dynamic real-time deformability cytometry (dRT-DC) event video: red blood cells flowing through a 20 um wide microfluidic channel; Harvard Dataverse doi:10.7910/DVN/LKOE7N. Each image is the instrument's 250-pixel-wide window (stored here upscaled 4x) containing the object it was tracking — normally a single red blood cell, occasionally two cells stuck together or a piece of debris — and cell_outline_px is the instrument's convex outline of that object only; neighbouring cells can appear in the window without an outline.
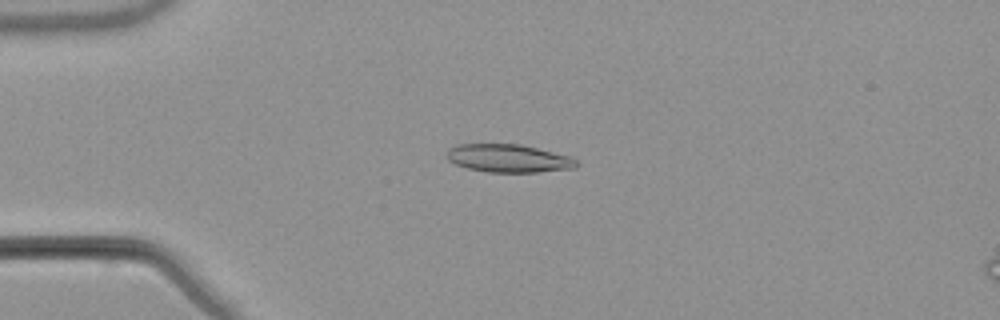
{"species": "common noctule bat (a hibernating species)", "species_latin": "Nyctalus noctula", "temperature_condition": "warm", "stored_images_in_passage": 42, "camera_frame_rate_fps": 3000, "um_per_image_px": 0.085, "animal": {"sex": "male", "body_mass_g": 21.5, "forearm_length_mm": 52.0}, "frame": {"image": 1, "passage_image": 2, "time_ms": 0.333, "image_size_px": [1000, 320], "cell_outline_px": [[580, 164], [576, 168], [536, 172], [488, 172], [468, 168], [456, 164], [448, 160], [448, 148], [456, 144], [520, 144], [572, 156]], "centroid_in_image_um": [43.26, 13.45], "position_along_channel_um": 41.7, "area_um2": 21.27}}
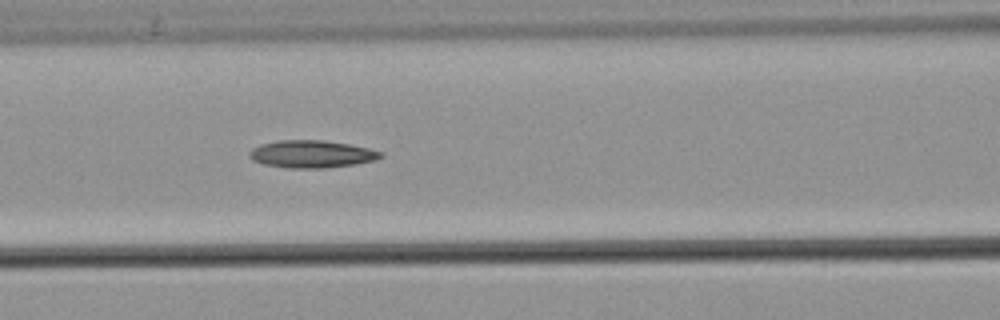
{"frame": {"image": 2, "passage_image": 12, "time_ms": 3.667, "image_size_px": [1000, 320], "cell_outline_px": [[384, 156], [376, 160], [356, 164], [324, 168], [288, 168], [264, 164], [252, 160], [248, 156], [248, 152], [252, 148], [260, 144], [276, 140], [324, 140], [348, 144], [368, 148], [384, 152]], "centroid_in_image_um": [26.48, 13.09], "position_along_channel_um": 140.1, "area_um2": 21.21}}
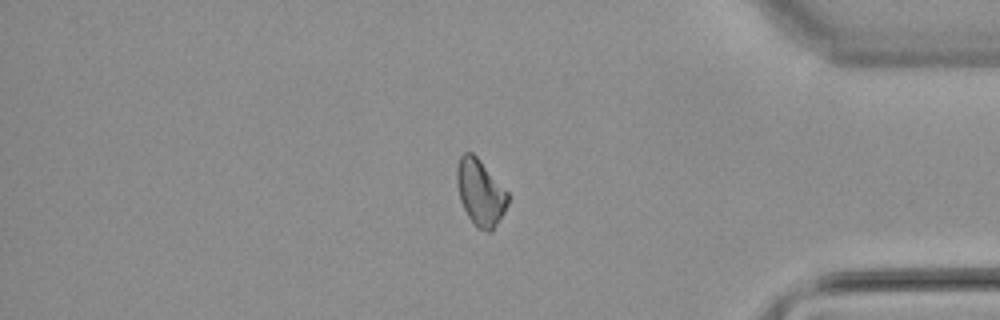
{"frame": {"image": 3, "passage_image": 34, "time_ms": 11.0, "image_size_px": [1000, 320], "cell_outline_px": [[508, 204], [504, 212], [492, 232], [488, 232], [476, 228], [468, 216], [460, 200], [456, 184], [456, 168], [460, 156], [464, 152], [472, 152], [476, 156], [508, 192]], "centroid_in_image_um": [40.81, 16.38], "position_along_channel_um": 394.4, "area_um2": 19.71}}